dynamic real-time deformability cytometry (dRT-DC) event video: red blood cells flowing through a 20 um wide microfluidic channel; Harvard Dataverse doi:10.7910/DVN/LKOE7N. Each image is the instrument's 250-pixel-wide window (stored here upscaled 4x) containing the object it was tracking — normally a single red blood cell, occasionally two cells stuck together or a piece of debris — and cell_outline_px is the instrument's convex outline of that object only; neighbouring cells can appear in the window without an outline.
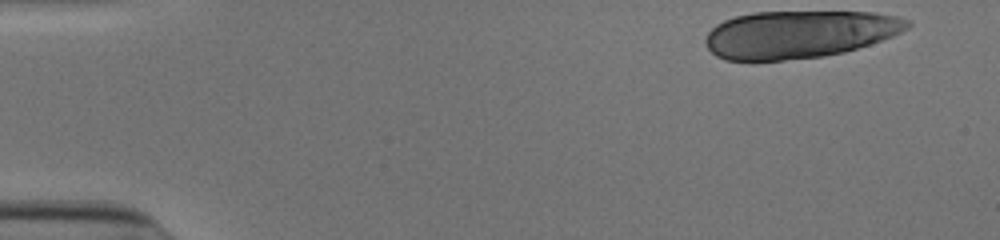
{"species": "human", "species_latin": "Homo sapiens", "temperature_condition": "cold", "stored_images_in_passage": 15, "camera_frame_rate_fps": 3000, "um_per_image_px": 0.085, "donor": {"sex": "male"}, "frame": {"image": 1, "passage_image": 1, "time_ms": 0.0, "image_size_px": [1000, 240], "cell_outline_px": [[912, 24], [908, 28], [892, 36], [844, 52], [824, 56], [784, 60], [724, 60], [716, 56], [704, 44], [704, 40], [708, 32], [716, 24], [724, 20], [736, 16], [752, 12], [872, 12], [896, 16], [912, 20]], "centroid_in_image_um": [67.9, 2.91], "position_along_channel_um": 17.1, "area_um2": 55.95}}